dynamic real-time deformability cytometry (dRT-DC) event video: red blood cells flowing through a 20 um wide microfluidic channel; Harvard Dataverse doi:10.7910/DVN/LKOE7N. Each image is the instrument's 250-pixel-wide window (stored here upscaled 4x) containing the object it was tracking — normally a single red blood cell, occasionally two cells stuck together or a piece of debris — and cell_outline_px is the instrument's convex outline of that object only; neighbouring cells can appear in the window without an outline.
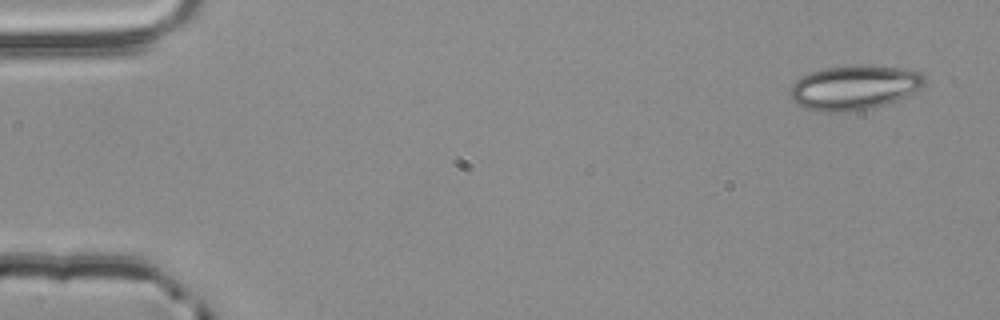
{"species": "common noctule bat (a hibernating species)", "species_latin": "Nyctalus noctula", "temperature_condition": "room temperature", "stored_images_in_passage": 3, "camera_frame_rate_fps": 3000, "um_per_image_px": 0.085, "animal": {"sex": "male", "body_mass_g": 20.4}, "frame": {"image": 1, "passage_image": 1, "time_ms": 0.0, "image_size_px": [1000, 320], "cell_outline_px": [[928, 80], [924, 88], [896, 100], [884, 104], [868, 108], [840, 112], [816, 112], [792, 100], [788, 96], [788, 92], [792, 84], [796, 80], [812, 72], [824, 68], [852, 64], [868, 64], [904, 68], [920, 72]], "centroid_in_image_um": [72.65, 7.41], "position_along_channel_um": 12.4, "area_um2": 35.26}}